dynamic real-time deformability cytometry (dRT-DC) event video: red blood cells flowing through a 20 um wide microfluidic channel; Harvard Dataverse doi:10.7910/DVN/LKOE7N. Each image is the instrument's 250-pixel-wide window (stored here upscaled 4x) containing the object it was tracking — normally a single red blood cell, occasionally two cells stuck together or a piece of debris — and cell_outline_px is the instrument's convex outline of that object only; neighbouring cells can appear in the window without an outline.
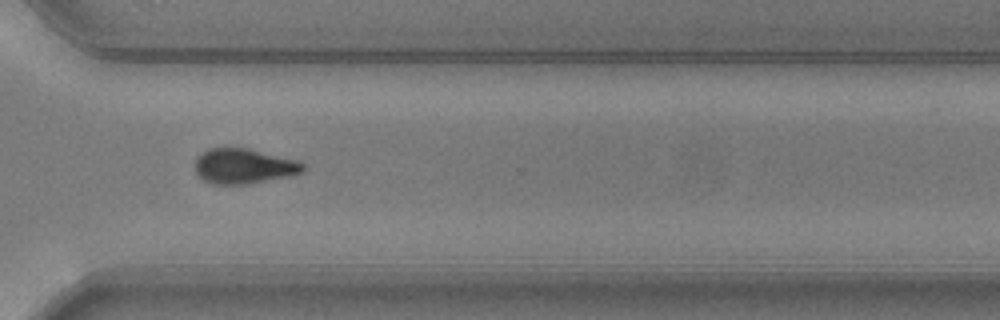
{"species": "common noctule bat (a hibernating species)", "species_latin": "Nyctalus noctula", "temperature_condition": "warm", "stored_images_in_passage": 13, "camera_frame_rate_fps": 3000, "um_per_image_px": 0.085, "animal": {"sex": "male", "body_mass_g": 20.5, "forearm_length_mm": 52.5}, "frame": {"image": 1, "passage_image": 10, "time_ms": 3.0, "image_size_px": [1000, 320], "cell_outline_px": [[304, 172], [292, 176], [248, 184], [212, 184], [204, 180], [196, 172], [196, 156], [208, 148], [248, 148], [300, 160], [304, 164]], "centroid_in_image_um": [20.77, 14.12], "position_along_channel_um": 349.8, "area_um2": 22.37}}
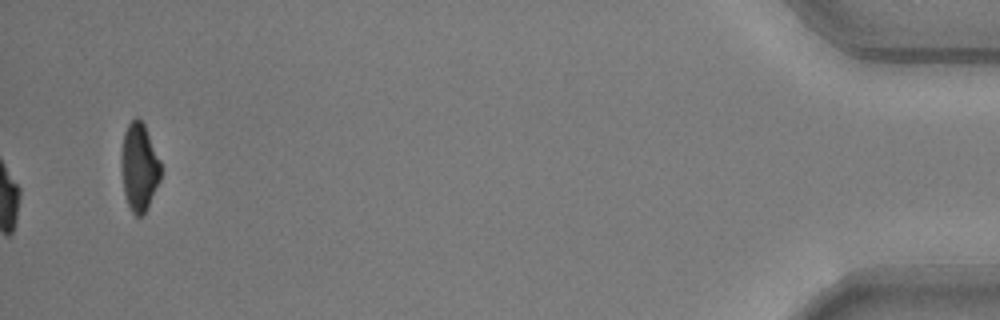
{"frame": {"image": 2, "passage_image": 13, "time_ms": 4.0, "image_size_px": [1000, 320], "cell_outline_px": [[160, 180], [148, 208], [140, 216], [136, 216], [132, 212], [128, 204], [124, 192], [120, 168], [120, 152], [124, 132], [128, 124], [136, 116], [144, 124], [160, 160]], "centroid_in_image_um": [11.81, 14.19], "position_along_channel_um": 423.4, "area_um2": 20.35}}